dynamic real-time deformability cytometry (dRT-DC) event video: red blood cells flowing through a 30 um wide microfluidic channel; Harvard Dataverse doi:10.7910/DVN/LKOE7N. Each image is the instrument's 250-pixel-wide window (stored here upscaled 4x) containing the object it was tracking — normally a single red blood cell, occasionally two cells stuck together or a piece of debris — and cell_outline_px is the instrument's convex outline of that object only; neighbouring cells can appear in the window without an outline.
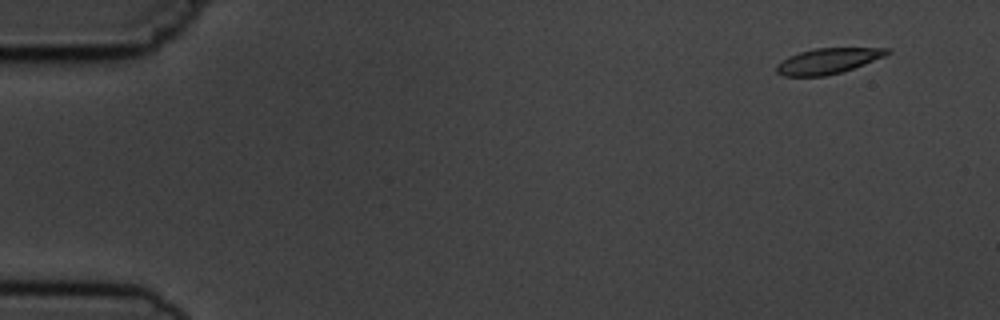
{"species": "common noctule bat (a hibernating species)", "species_latin": "Nyctalus noctula", "temperature_condition": "cold", "stored_images_in_passage": 7, "camera_frame_rate_fps": 3000, "um_per_image_px": 0.085, "animal": {"sex": "male", "body_mass_g": 19.5, "forearm_length_mm": 54.6}, "frame": {"image": 1, "passage_image": 1, "time_ms": 0.0, "image_size_px": [1000, 320], "cell_outline_px": [[892, 52], [884, 56], [864, 64], [840, 72], [824, 76], [784, 76], [776, 72], [776, 64], [788, 56], [800, 52], [816, 48], [892, 48]], "centroid_in_image_um": [70.36, 5.17], "position_along_channel_um": 14.6, "area_um2": 16.36}}
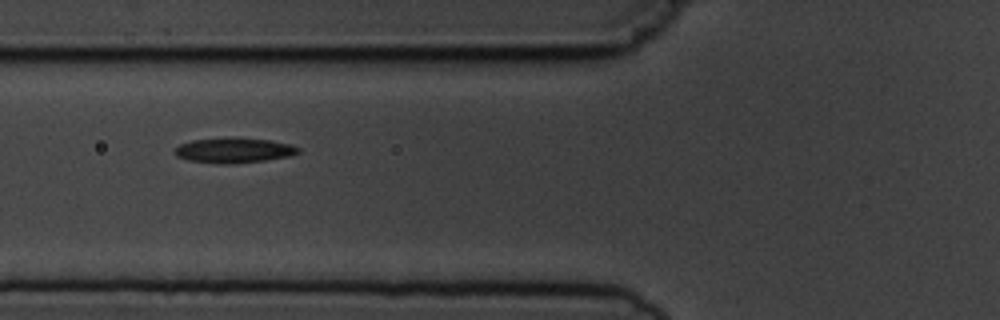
{"frame": {"image": 2, "passage_image": 6, "time_ms": 5.667, "image_size_px": [1000, 320], "cell_outline_px": [[300, 152], [288, 156], [264, 160], [232, 164], [220, 164], [188, 160], [176, 156], [176, 148], [180, 144], [192, 140], [232, 136], [236, 136], [268, 140], [292, 144], [300, 148]], "centroid_in_image_um": [19.89, 12.76], "position_along_channel_um": 105.9, "area_um2": 18.26}}
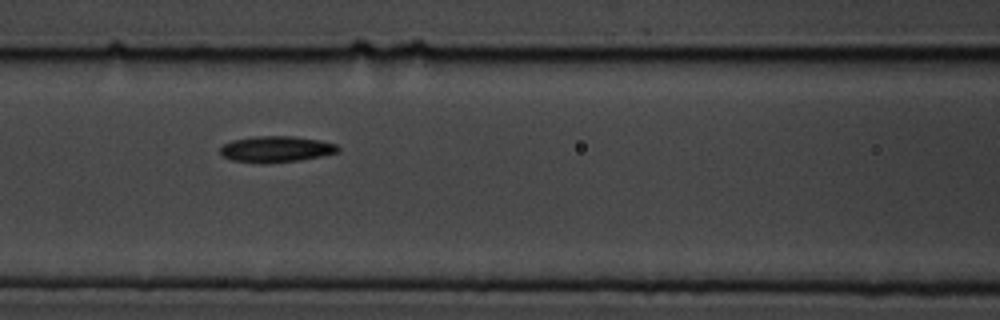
{"frame": {"image": 3, "passage_image": 7, "time_ms": 6.667, "image_size_px": [1000, 320], "cell_outline_px": [[340, 152], [300, 160], [264, 164], [232, 160], [220, 156], [220, 148], [224, 144], [232, 140], [256, 136], [292, 136], [320, 140], [336, 144], [340, 148]], "centroid_in_image_um": [23.46, 12.68], "position_along_channel_um": 143.1, "area_um2": 18.09}}